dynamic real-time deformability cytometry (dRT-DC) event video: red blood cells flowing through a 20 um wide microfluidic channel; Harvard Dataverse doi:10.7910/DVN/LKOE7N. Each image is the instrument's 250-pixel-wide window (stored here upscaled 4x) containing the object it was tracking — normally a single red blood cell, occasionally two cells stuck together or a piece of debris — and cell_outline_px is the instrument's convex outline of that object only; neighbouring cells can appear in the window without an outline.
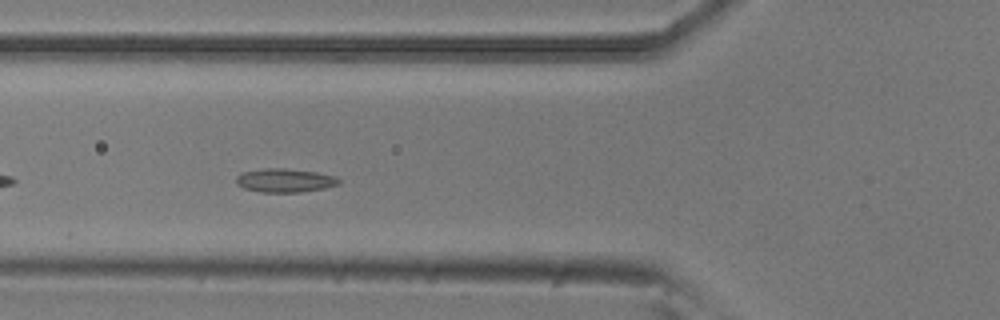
{"species": "common noctule bat (a hibernating species)", "species_latin": "Nyctalus noctula", "temperature_condition": "room temperature", "stored_images_in_passage": 5, "camera_frame_rate_fps": 3000, "um_per_image_px": 0.085, "animal": {"sex": "male", "body_mass_g": 20.5, "forearm_length_mm": 52.5}, "frame": {"image": 1, "passage_image": 4, "time_ms": 1.0, "image_size_px": [1000, 320], "cell_outline_px": [[340, 184], [324, 188], [300, 192], [260, 192], [244, 188], [236, 184], [236, 176], [240, 172], [264, 168], [284, 168], [316, 172], [336, 176], [340, 180]], "centroid_in_image_um": [24.19, 15.33], "position_along_channel_um": 101.6, "area_um2": 14.28}}
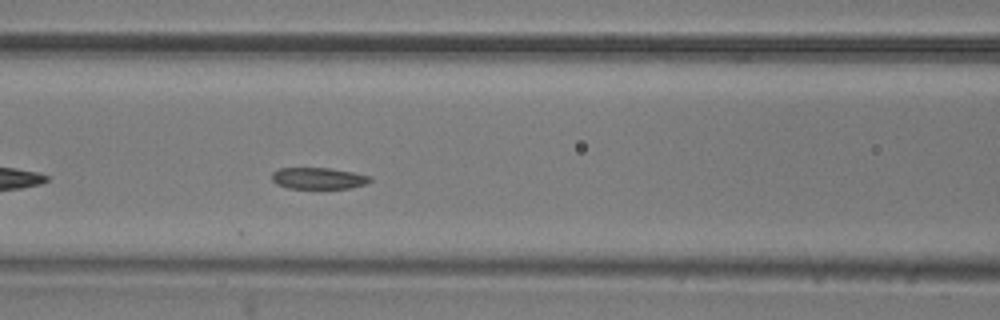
{"frame": {"image": 2, "passage_image": 5, "time_ms": 1.333, "image_size_px": [1000, 320], "cell_outline_px": [[372, 180], [364, 184], [352, 188], [288, 188], [276, 184], [272, 180], [272, 172], [280, 168], [328, 168], [352, 172], [372, 176]], "centroid_in_image_um": [27.06, 15.15], "position_along_channel_um": 139.5, "area_um2": 12.25}}